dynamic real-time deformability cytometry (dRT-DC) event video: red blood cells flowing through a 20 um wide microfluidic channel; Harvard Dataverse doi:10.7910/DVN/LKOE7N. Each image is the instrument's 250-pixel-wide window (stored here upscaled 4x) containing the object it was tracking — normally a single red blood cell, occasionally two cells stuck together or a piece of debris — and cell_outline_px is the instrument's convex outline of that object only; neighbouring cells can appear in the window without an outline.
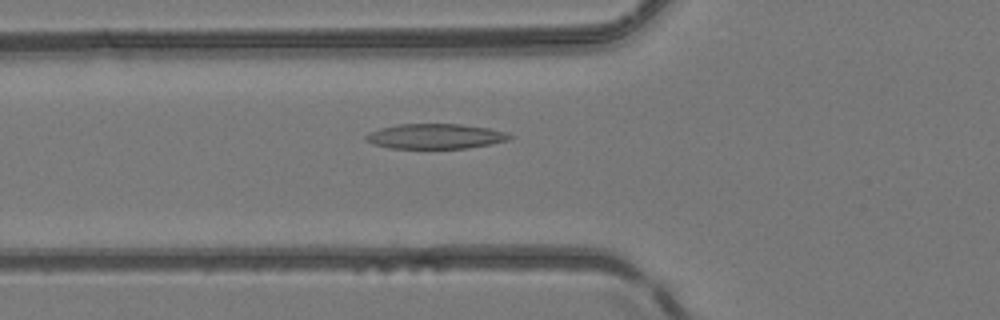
{"species": "common noctule bat (a hibernating species)", "species_latin": "Nyctalus noctula", "temperature_condition": "room temperature", "stored_images_in_passage": 49, "camera_frame_rate_fps": 3000, "um_per_image_px": 0.085, "animal": {"sex": "female", "body_mass_g": 24.6, "forearm_length_mm": 56.2}, "frame": {"image": 1, "passage_image": 19, "time_ms": 6.0, "image_size_px": [1000, 320], "cell_outline_px": [[512, 136], [508, 140], [468, 148], [388, 148], [372, 144], [364, 140], [364, 136], [368, 132], [380, 128], [396, 124], [460, 124], [488, 128], [504, 132]], "centroid_in_image_um": [36.91, 11.58], "position_along_channel_um": 88.9, "area_um2": 20.92}}
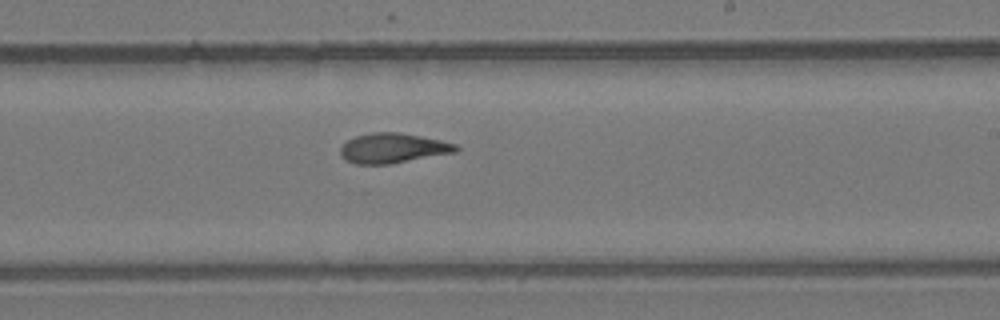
{"frame": {"image": 2, "passage_image": 31, "time_ms": 10.0, "image_size_px": [1000, 320], "cell_outline_px": [[460, 148], [456, 152], [392, 164], [356, 164], [344, 160], [340, 156], [340, 144], [356, 136], [372, 132], [400, 132], [440, 140], [456, 144]], "centroid_in_image_um": [33.36, 12.6], "position_along_channel_um": 255.6, "area_um2": 20.35}}
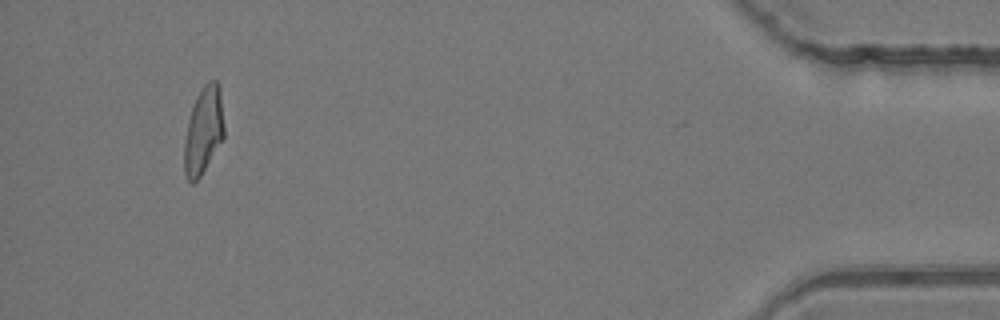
{"frame": {"image": 3, "passage_image": 48, "time_ms": 15.667, "image_size_px": [1000, 320], "cell_outline_px": [[224, 136], [200, 176], [192, 184], [188, 180], [184, 172], [184, 144], [188, 120], [196, 96], [204, 84], [208, 80], [216, 80], [220, 84], [224, 124]], "centroid_in_image_um": [17.3, 11.05], "position_along_channel_um": 417.9, "area_um2": 20.17}, "authors_computed_cell_mechanics": {"area_um2": 20.6346, "velocity_mm_per_s": 4.1668, "shape_relaxation_time_tau1_ms": null, "shape_relaxation_time_tau2_ms": 3.0845, "deformation_change_tau1": null, "deformation_change_tau2": 0.1144}}